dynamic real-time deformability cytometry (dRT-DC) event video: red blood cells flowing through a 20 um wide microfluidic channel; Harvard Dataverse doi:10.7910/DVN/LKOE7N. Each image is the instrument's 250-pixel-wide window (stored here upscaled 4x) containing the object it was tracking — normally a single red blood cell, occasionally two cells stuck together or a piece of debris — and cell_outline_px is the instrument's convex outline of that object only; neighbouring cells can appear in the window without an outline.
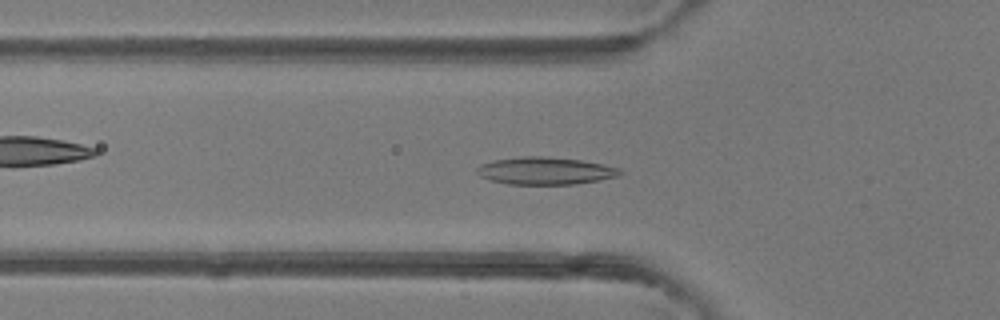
{"species": "common noctule bat (a hibernating species)", "species_latin": "Nyctalus noctula", "temperature_condition": "room temperature", "stored_images_in_passage": 48, "camera_frame_rate_fps": 3000, "um_per_image_px": 0.085, "animal": {"sex": "female"}, "frame": {"image": 1, "passage_image": 16, "time_ms": 5.0, "image_size_px": [1000, 320], "cell_outline_px": [[624, 172], [620, 176], [576, 184], [508, 184], [488, 180], [480, 176], [476, 172], [476, 168], [480, 164], [496, 160], [520, 156], [544, 156], [580, 160], [604, 164], [620, 168]], "centroid_in_image_um": [46.36, 14.52], "position_along_channel_um": 79.4, "area_um2": 23.0}}
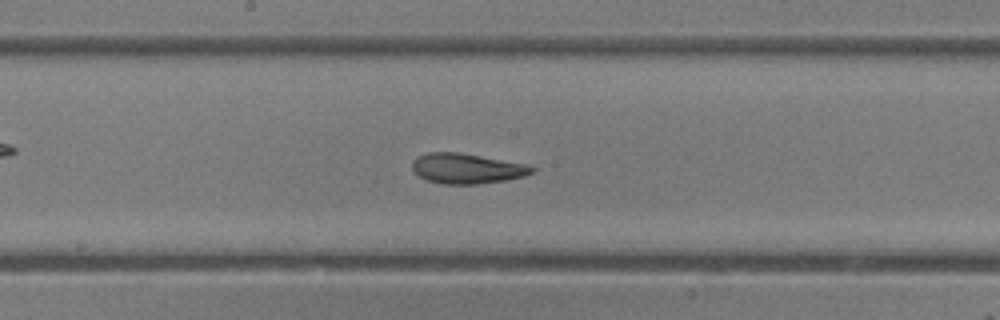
{"frame": {"image": 2, "passage_image": 25, "time_ms": 8.0, "image_size_px": [1000, 320], "cell_outline_px": [[536, 168], [532, 172], [524, 176], [504, 180], [476, 184], [444, 184], [428, 180], [412, 172], [412, 164], [416, 156], [428, 152], [456, 152], [528, 164]], "centroid_in_image_um": [39.65, 14.32], "position_along_channel_um": 208.5, "area_um2": 20.92}}
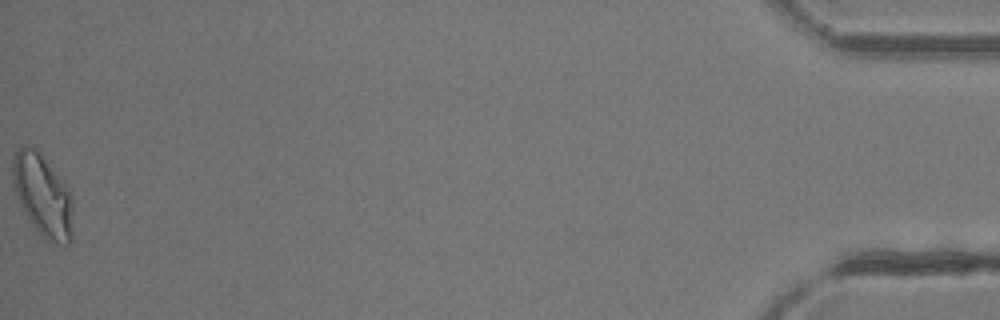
{"frame": {"image": 3, "passage_image": 48, "time_ms": 15.667, "image_size_px": [1000, 320], "cell_outline_px": [[72, 240], [68, 244], [56, 244], [48, 240], [36, 228], [24, 212], [16, 200], [12, 184], [12, 164], [16, 152], [24, 144], [36, 148], [40, 152], [72, 196]], "centroid_in_image_um": [3.6, 16.61], "position_along_channel_um": 431.6, "area_um2": 28.61}, "authors_computed_cell_mechanics": {"area_um2": 22.253, "velocity_mm_per_s": 4.2726, "shape_relaxation_time_tau1_ms": 5.5705, "shape_relaxation_time_tau2_ms": 2.2289, "deformation_change_tau1": 0.1625, "deformation_change_tau2": 0.0852}}